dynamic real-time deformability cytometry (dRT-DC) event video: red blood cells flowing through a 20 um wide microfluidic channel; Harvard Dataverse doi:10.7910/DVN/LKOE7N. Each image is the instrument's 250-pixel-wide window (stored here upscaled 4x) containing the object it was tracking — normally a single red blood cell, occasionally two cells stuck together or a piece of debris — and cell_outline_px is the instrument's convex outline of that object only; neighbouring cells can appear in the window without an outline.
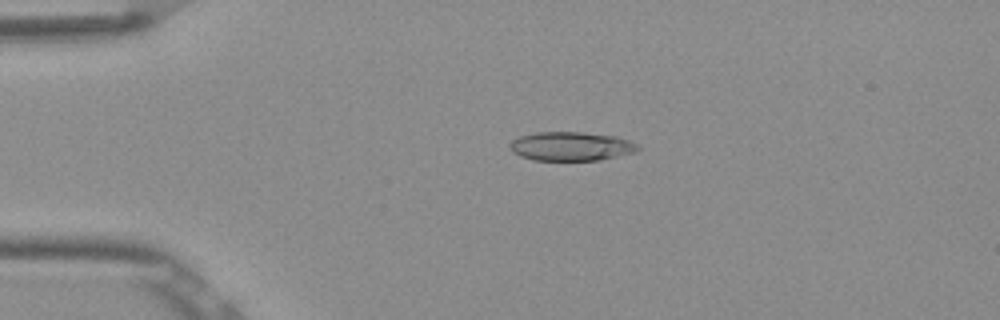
{"species": "Egyptian fruit bat (a non-hibernating species)", "species_latin": "Rousettus aegyptiacus", "temperature_condition": "room temperature", "stored_images_in_passage": 51, "camera_frame_rate_fps": 3000, "um_per_image_px": 0.085, "frame": {"image": 1, "passage_image": 10, "time_ms": 3.0, "image_size_px": [1000, 320], "cell_outline_px": [[640, 148], [636, 152], [600, 160], [532, 160], [520, 156], [512, 152], [508, 148], [508, 144], [512, 140], [520, 136], [536, 132], [584, 132], [616, 136], [628, 140], [636, 144]], "centroid_in_image_um": [48.51, 12.43], "position_along_channel_um": 36.5, "area_um2": 21.73}}
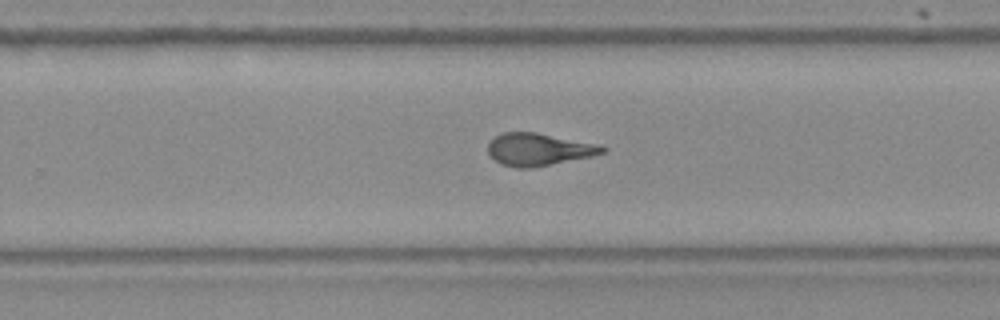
{"frame": {"image": 2, "passage_image": 32, "time_ms": 10.333, "image_size_px": [1000, 320], "cell_outline_px": [[608, 148], [604, 152], [592, 156], [532, 168], [516, 168], [500, 164], [488, 152], [488, 144], [496, 136], [504, 132], [536, 132], [604, 144]], "centroid_in_image_um": [45.86, 12.69], "position_along_channel_um": 283.9, "area_um2": 21.85}}
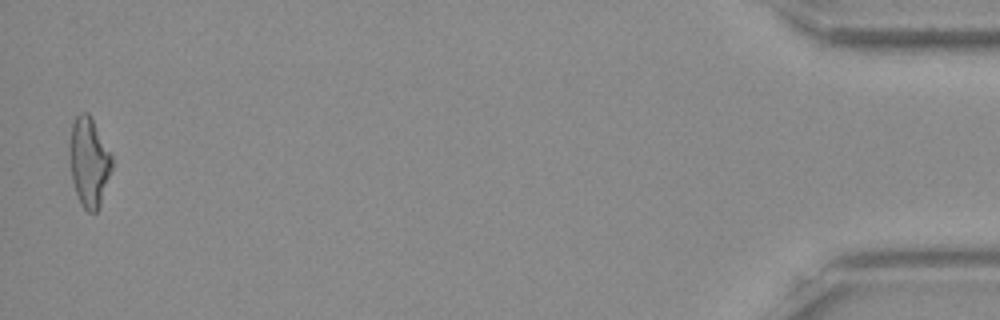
{"frame": {"image": 3, "passage_image": 50, "time_ms": 16.333, "image_size_px": [1000, 320], "cell_outline_px": [[112, 168], [100, 204], [96, 212], [88, 212], [84, 208], [76, 192], [72, 180], [68, 152], [68, 148], [72, 124], [76, 116], [80, 112], [88, 112], [112, 156]], "centroid_in_image_um": [7.54, 13.75], "position_along_channel_um": 427.7, "area_um2": 21.79}, "authors_computed_cell_mechanics": {"area_um2": 22.0218, "velocity_mm_per_s": 3.8945, "shape_relaxation_time_tau1_ms": null, "shape_relaxation_time_tau2_ms": 1.5139, "deformation_change_tau1": null, "deformation_change_tau2": 0.0944}}